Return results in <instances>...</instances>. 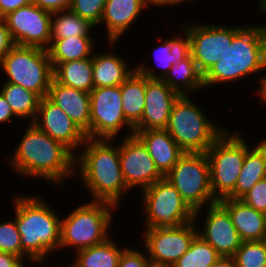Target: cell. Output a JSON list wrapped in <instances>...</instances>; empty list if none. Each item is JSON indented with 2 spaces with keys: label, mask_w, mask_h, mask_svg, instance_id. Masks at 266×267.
I'll return each mask as SVG.
<instances>
[{
  "label": "cell",
  "mask_w": 266,
  "mask_h": 267,
  "mask_svg": "<svg viewBox=\"0 0 266 267\" xmlns=\"http://www.w3.org/2000/svg\"><path fill=\"white\" fill-rule=\"evenodd\" d=\"M179 96L162 79L146 77L145 107L134 131L165 129L173 104Z\"/></svg>",
  "instance_id": "ac0fdd59"
},
{
  "label": "cell",
  "mask_w": 266,
  "mask_h": 267,
  "mask_svg": "<svg viewBox=\"0 0 266 267\" xmlns=\"http://www.w3.org/2000/svg\"><path fill=\"white\" fill-rule=\"evenodd\" d=\"M33 123L52 139L66 146L74 155L78 153L75 150L79 151L87 139L85 132L47 97L41 98Z\"/></svg>",
  "instance_id": "e0dca14e"
},
{
  "label": "cell",
  "mask_w": 266,
  "mask_h": 267,
  "mask_svg": "<svg viewBox=\"0 0 266 267\" xmlns=\"http://www.w3.org/2000/svg\"><path fill=\"white\" fill-rule=\"evenodd\" d=\"M95 28L87 20L73 13L70 9L53 12L51 17V41L75 36H92Z\"/></svg>",
  "instance_id": "1f68e13d"
},
{
  "label": "cell",
  "mask_w": 266,
  "mask_h": 267,
  "mask_svg": "<svg viewBox=\"0 0 266 267\" xmlns=\"http://www.w3.org/2000/svg\"><path fill=\"white\" fill-rule=\"evenodd\" d=\"M232 258L236 267H266V240L242 242Z\"/></svg>",
  "instance_id": "836d02e7"
},
{
  "label": "cell",
  "mask_w": 266,
  "mask_h": 267,
  "mask_svg": "<svg viewBox=\"0 0 266 267\" xmlns=\"http://www.w3.org/2000/svg\"><path fill=\"white\" fill-rule=\"evenodd\" d=\"M15 46L9 29L4 21L0 18V63L3 57Z\"/></svg>",
  "instance_id": "ab89813d"
},
{
  "label": "cell",
  "mask_w": 266,
  "mask_h": 267,
  "mask_svg": "<svg viewBox=\"0 0 266 267\" xmlns=\"http://www.w3.org/2000/svg\"><path fill=\"white\" fill-rule=\"evenodd\" d=\"M146 76L134 70L121 84L122 110L125 118L135 126L143 116L145 107Z\"/></svg>",
  "instance_id": "83f0119b"
},
{
  "label": "cell",
  "mask_w": 266,
  "mask_h": 267,
  "mask_svg": "<svg viewBox=\"0 0 266 267\" xmlns=\"http://www.w3.org/2000/svg\"><path fill=\"white\" fill-rule=\"evenodd\" d=\"M113 141L87 138L75 155V173L78 172V179L93 201L108 202L118 208L130 190L121 172L119 143L114 145Z\"/></svg>",
  "instance_id": "7a4b0ae2"
},
{
  "label": "cell",
  "mask_w": 266,
  "mask_h": 267,
  "mask_svg": "<svg viewBox=\"0 0 266 267\" xmlns=\"http://www.w3.org/2000/svg\"><path fill=\"white\" fill-rule=\"evenodd\" d=\"M220 257L209 243L197 235L187 252L172 267H211Z\"/></svg>",
  "instance_id": "d6a6232c"
},
{
  "label": "cell",
  "mask_w": 266,
  "mask_h": 267,
  "mask_svg": "<svg viewBox=\"0 0 266 267\" xmlns=\"http://www.w3.org/2000/svg\"><path fill=\"white\" fill-rule=\"evenodd\" d=\"M144 228L178 227L194 220V211L165 178L142 190Z\"/></svg>",
  "instance_id": "30bf717a"
},
{
  "label": "cell",
  "mask_w": 266,
  "mask_h": 267,
  "mask_svg": "<svg viewBox=\"0 0 266 267\" xmlns=\"http://www.w3.org/2000/svg\"><path fill=\"white\" fill-rule=\"evenodd\" d=\"M27 122L29 126L22 132L14 152L10 153V169L21 177L36 178L65 188L69 177H76L75 155L34 123Z\"/></svg>",
  "instance_id": "6da1fadb"
},
{
  "label": "cell",
  "mask_w": 266,
  "mask_h": 267,
  "mask_svg": "<svg viewBox=\"0 0 266 267\" xmlns=\"http://www.w3.org/2000/svg\"><path fill=\"white\" fill-rule=\"evenodd\" d=\"M113 210L117 207L111 203L90 200L61 217L60 249L77 252L104 242L110 237Z\"/></svg>",
  "instance_id": "8992f818"
},
{
  "label": "cell",
  "mask_w": 266,
  "mask_h": 267,
  "mask_svg": "<svg viewBox=\"0 0 266 267\" xmlns=\"http://www.w3.org/2000/svg\"><path fill=\"white\" fill-rule=\"evenodd\" d=\"M211 267H236L232 257H220Z\"/></svg>",
  "instance_id": "bcb514c9"
},
{
  "label": "cell",
  "mask_w": 266,
  "mask_h": 267,
  "mask_svg": "<svg viewBox=\"0 0 266 267\" xmlns=\"http://www.w3.org/2000/svg\"><path fill=\"white\" fill-rule=\"evenodd\" d=\"M31 4H33V0H0V18L3 19L18 8Z\"/></svg>",
  "instance_id": "60d3db41"
},
{
  "label": "cell",
  "mask_w": 266,
  "mask_h": 267,
  "mask_svg": "<svg viewBox=\"0 0 266 267\" xmlns=\"http://www.w3.org/2000/svg\"><path fill=\"white\" fill-rule=\"evenodd\" d=\"M0 223V251L22 258V246L15 217Z\"/></svg>",
  "instance_id": "e575fe53"
},
{
  "label": "cell",
  "mask_w": 266,
  "mask_h": 267,
  "mask_svg": "<svg viewBox=\"0 0 266 267\" xmlns=\"http://www.w3.org/2000/svg\"><path fill=\"white\" fill-rule=\"evenodd\" d=\"M27 195L18 194L12 201L22 259L46 267L49 255L60 250L61 215L37 193Z\"/></svg>",
  "instance_id": "3957f363"
},
{
  "label": "cell",
  "mask_w": 266,
  "mask_h": 267,
  "mask_svg": "<svg viewBox=\"0 0 266 267\" xmlns=\"http://www.w3.org/2000/svg\"><path fill=\"white\" fill-rule=\"evenodd\" d=\"M160 41L162 42L153 51V57L155 58V63L162 71L157 74L152 66H147V63L144 65L142 62L138 66H135L136 71L149 79H163L171 69L172 64L178 61L187 51L184 32L180 36L165 37L164 40L162 39Z\"/></svg>",
  "instance_id": "d4e9b609"
},
{
  "label": "cell",
  "mask_w": 266,
  "mask_h": 267,
  "mask_svg": "<svg viewBox=\"0 0 266 267\" xmlns=\"http://www.w3.org/2000/svg\"><path fill=\"white\" fill-rule=\"evenodd\" d=\"M193 1H195V0H147V2H148V5H155L156 7L157 6H159V7H161V6H167V7H171V6H178V5H180L181 6V4L182 3H188V2H193Z\"/></svg>",
  "instance_id": "ee69618b"
},
{
  "label": "cell",
  "mask_w": 266,
  "mask_h": 267,
  "mask_svg": "<svg viewBox=\"0 0 266 267\" xmlns=\"http://www.w3.org/2000/svg\"><path fill=\"white\" fill-rule=\"evenodd\" d=\"M144 251L146 254L133 246L126 247L121 253L118 267H152L146 249Z\"/></svg>",
  "instance_id": "74e56055"
},
{
  "label": "cell",
  "mask_w": 266,
  "mask_h": 267,
  "mask_svg": "<svg viewBox=\"0 0 266 267\" xmlns=\"http://www.w3.org/2000/svg\"><path fill=\"white\" fill-rule=\"evenodd\" d=\"M47 98L62 109L90 139V94L58 83L51 82Z\"/></svg>",
  "instance_id": "ffe728a7"
},
{
  "label": "cell",
  "mask_w": 266,
  "mask_h": 267,
  "mask_svg": "<svg viewBox=\"0 0 266 267\" xmlns=\"http://www.w3.org/2000/svg\"><path fill=\"white\" fill-rule=\"evenodd\" d=\"M207 209V211H206ZM205 210V212H203ZM206 213L205 222L198 227V235L209 243L222 257H232L241 246L242 240L237 233L229 213L217 202L206 206L205 209L194 211V221L201 220L199 217Z\"/></svg>",
  "instance_id": "2e32d148"
},
{
  "label": "cell",
  "mask_w": 266,
  "mask_h": 267,
  "mask_svg": "<svg viewBox=\"0 0 266 267\" xmlns=\"http://www.w3.org/2000/svg\"><path fill=\"white\" fill-rule=\"evenodd\" d=\"M223 24H182L181 32L199 71L204 75L232 43V26Z\"/></svg>",
  "instance_id": "4fadbf2b"
},
{
  "label": "cell",
  "mask_w": 266,
  "mask_h": 267,
  "mask_svg": "<svg viewBox=\"0 0 266 267\" xmlns=\"http://www.w3.org/2000/svg\"><path fill=\"white\" fill-rule=\"evenodd\" d=\"M109 50L92 55L94 88L120 86L135 70L120 54Z\"/></svg>",
  "instance_id": "603a6c76"
},
{
  "label": "cell",
  "mask_w": 266,
  "mask_h": 267,
  "mask_svg": "<svg viewBox=\"0 0 266 267\" xmlns=\"http://www.w3.org/2000/svg\"><path fill=\"white\" fill-rule=\"evenodd\" d=\"M0 93L12 107L13 113L18 119L35 121L41 97L18 84L4 82Z\"/></svg>",
  "instance_id": "4dcf8cb0"
},
{
  "label": "cell",
  "mask_w": 266,
  "mask_h": 267,
  "mask_svg": "<svg viewBox=\"0 0 266 267\" xmlns=\"http://www.w3.org/2000/svg\"><path fill=\"white\" fill-rule=\"evenodd\" d=\"M33 4L37 5L43 10L53 13L69 10L72 0H33Z\"/></svg>",
  "instance_id": "f35d334b"
},
{
  "label": "cell",
  "mask_w": 266,
  "mask_h": 267,
  "mask_svg": "<svg viewBox=\"0 0 266 267\" xmlns=\"http://www.w3.org/2000/svg\"><path fill=\"white\" fill-rule=\"evenodd\" d=\"M218 203L229 213L242 242L266 240V214L241 199L224 198Z\"/></svg>",
  "instance_id": "44dd1931"
},
{
  "label": "cell",
  "mask_w": 266,
  "mask_h": 267,
  "mask_svg": "<svg viewBox=\"0 0 266 267\" xmlns=\"http://www.w3.org/2000/svg\"><path fill=\"white\" fill-rule=\"evenodd\" d=\"M226 129L206 151L210 166V184L214 198H227L234 190L246 151L250 148L242 133Z\"/></svg>",
  "instance_id": "52a82bcc"
},
{
  "label": "cell",
  "mask_w": 266,
  "mask_h": 267,
  "mask_svg": "<svg viewBox=\"0 0 266 267\" xmlns=\"http://www.w3.org/2000/svg\"><path fill=\"white\" fill-rule=\"evenodd\" d=\"M54 79L65 86L90 93L94 88L92 57L52 63Z\"/></svg>",
  "instance_id": "484cf974"
},
{
  "label": "cell",
  "mask_w": 266,
  "mask_h": 267,
  "mask_svg": "<svg viewBox=\"0 0 266 267\" xmlns=\"http://www.w3.org/2000/svg\"><path fill=\"white\" fill-rule=\"evenodd\" d=\"M204 75L206 87L248 79L266 70V24L232 26V43Z\"/></svg>",
  "instance_id": "277c9868"
},
{
  "label": "cell",
  "mask_w": 266,
  "mask_h": 267,
  "mask_svg": "<svg viewBox=\"0 0 266 267\" xmlns=\"http://www.w3.org/2000/svg\"><path fill=\"white\" fill-rule=\"evenodd\" d=\"M95 40L93 36H71L51 41L47 49L51 63H64L92 57Z\"/></svg>",
  "instance_id": "f1b7e54d"
},
{
  "label": "cell",
  "mask_w": 266,
  "mask_h": 267,
  "mask_svg": "<svg viewBox=\"0 0 266 267\" xmlns=\"http://www.w3.org/2000/svg\"><path fill=\"white\" fill-rule=\"evenodd\" d=\"M259 6H258V9H259V12L260 13H265L264 15H266V0H259Z\"/></svg>",
  "instance_id": "7dc6e473"
},
{
  "label": "cell",
  "mask_w": 266,
  "mask_h": 267,
  "mask_svg": "<svg viewBox=\"0 0 266 267\" xmlns=\"http://www.w3.org/2000/svg\"><path fill=\"white\" fill-rule=\"evenodd\" d=\"M52 13L35 4L18 8L3 19L15 45L47 50L51 42Z\"/></svg>",
  "instance_id": "5bb4252c"
},
{
  "label": "cell",
  "mask_w": 266,
  "mask_h": 267,
  "mask_svg": "<svg viewBox=\"0 0 266 267\" xmlns=\"http://www.w3.org/2000/svg\"><path fill=\"white\" fill-rule=\"evenodd\" d=\"M70 264L68 265L67 263L65 264V266H62L61 265V267H80V266H78L75 262H72V264H71V262H69ZM59 267V266H58Z\"/></svg>",
  "instance_id": "681fc988"
},
{
  "label": "cell",
  "mask_w": 266,
  "mask_h": 267,
  "mask_svg": "<svg viewBox=\"0 0 266 267\" xmlns=\"http://www.w3.org/2000/svg\"><path fill=\"white\" fill-rule=\"evenodd\" d=\"M259 142L246 151L235 190L227 198L241 199L257 182L265 178L263 139Z\"/></svg>",
  "instance_id": "4316f807"
},
{
  "label": "cell",
  "mask_w": 266,
  "mask_h": 267,
  "mask_svg": "<svg viewBox=\"0 0 266 267\" xmlns=\"http://www.w3.org/2000/svg\"><path fill=\"white\" fill-rule=\"evenodd\" d=\"M241 200L246 205L266 214V178L257 182Z\"/></svg>",
  "instance_id": "8d00e7d4"
},
{
  "label": "cell",
  "mask_w": 266,
  "mask_h": 267,
  "mask_svg": "<svg viewBox=\"0 0 266 267\" xmlns=\"http://www.w3.org/2000/svg\"><path fill=\"white\" fill-rule=\"evenodd\" d=\"M0 267H27V264L19 256L0 251Z\"/></svg>",
  "instance_id": "b9f144b4"
},
{
  "label": "cell",
  "mask_w": 266,
  "mask_h": 267,
  "mask_svg": "<svg viewBox=\"0 0 266 267\" xmlns=\"http://www.w3.org/2000/svg\"><path fill=\"white\" fill-rule=\"evenodd\" d=\"M105 3L106 0H72L70 10L97 28L103 17Z\"/></svg>",
  "instance_id": "d590c367"
},
{
  "label": "cell",
  "mask_w": 266,
  "mask_h": 267,
  "mask_svg": "<svg viewBox=\"0 0 266 267\" xmlns=\"http://www.w3.org/2000/svg\"><path fill=\"white\" fill-rule=\"evenodd\" d=\"M147 148L159 173L165 177L185 153L166 129L134 131Z\"/></svg>",
  "instance_id": "7402d4cb"
},
{
  "label": "cell",
  "mask_w": 266,
  "mask_h": 267,
  "mask_svg": "<svg viewBox=\"0 0 266 267\" xmlns=\"http://www.w3.org/2000/svg\"><path fill=\"white\" fill-rule=\"evenodd\" d=\"M119 140L121 172L127 188L144 190L163 178L142 141L135 135Z\"/></svg>",
  "instance_id": "9a60e30c"
},
{
  "label": "cell",
  "mask_w": 266,
  "mask_h": 267,
  "mask_svg": "<svg viewBox=\"0 0 266 267\" xmlns=\"http://www.w3.org/2000/svg\"><path fill=\"white\" fill-rule=\"evenodd\" d=\"M147 0H106L103 17L99 25H105L106 36L110 48H114L119 38L126 34V30L135 20H138L139 15L148 9Z\"/></svg>",
  "instance_id": "d6986e66"
},
{
  "label": "cell",
  "mask_w": 266,
  "mask_h": 267,
  "mask_svg": "<svg viewBox=\"0 0 266 267\" xmlns=\"http://www.w3.org/2000/svg\"><path fill=\"white\" fill-rule=\"evenodd\" d=\"M258 80L260 83L258 86V89L256 90L257 96L261 98L262 102L266 104V75H263V77H259Z\"/></svg>",
  "instance_id": "f6af8a7d"
},
{
  "label": "cell",
  "mask_w": 266,
  "mask_h": 267,
  "mask_svg": "<svg viewBox=\"0 0 266 267\" xmlns=\"http://www.w3.org/2000/svg\"><path fill=\"white\" fill-rule=\"evenodd\" d=\"M263 156H264V163H265V178H266V138L263 139Z\"/></svg>",
  "instance_id": "c3c4849f"
},
{
  "label": "cell",
  "mask_w": 266,
  "mask_h": 267,
  "mask_svg": "<svg viewBox=\"0 0 266 267\" xmlns=\"http://www.w3.org/2000/svg\"><path fill=\"white\" fill-rule=\"evenodd\" d=\"M196 226L199 225L193 220L178 227L144 228L141 240L152 267H172L198 235Z\"/></svg>",
  "instance_id": "7c38bea8"
},
{
  "label": "cell",
  "mask_w": 266,
  "mask_h": 267,
  "mask_svg": "<svg viewBox=\"0 0 266 267\" xmlns=\"http://www.w3.org/2000/svg\"><path fill=\"white\" fill-rule=\"evenodd\" d=\"M0 68L8 77L3 82L18 84L41 98L47 97L54 78L47 50L15 45L3 57Z\"/></svg>",
  "instance_id": "ba28073f"
},
{
  "label": "cell",
  "mask_w": 266,
  "mask_h": 267,
  "mask_svg": "<svg viewBox=\"0 0 266 267\" xmlns=\"http://www.w3.org/2000/svg\"><path fill=\"white\" fill-rule=\"evenodd\" d=\"M165 129L184 152L206 153L227 128L210 120L190 95H181L173 104Z\"/></svg>",
  "instance_id": "5b68a950"
},
{
  "label": "cell",
  "mask_w": 266,
  "mask_h": 267,
  "mask_svg": "<svg viewBox=\"0 0 266 267\" xmlns=\"http://www.w3.org/2000/svg\"><path fill=\"white\" fill-rule=\"evenodd\" d=\"M90 94V139L114 140L122 129L134 134V126L122 110L121 85L93 88Z\"/></svg>",
  "instance_id": "8fae6325"
},
{
  "label": "cell",
  "mask_w": 266,
  "mask_h": 267,
  "mask_svg": "<svg viewBox=\"0 0 266 267\" xmlns=\"http://www.w3.org/2000/svg\"><path fill=\"white\" fill-rule=\"evenodd\" d=\"M13 117L16 116L13 113L12 107L0 93V124H6L7 122L9 123V121H13Z\"/></svg>",
  "instance_id": "7bdbcfd3"
},
{
  "label": "cell",
  "mask_w": 266,
  "mask_h": 267,
  "mask_svg": "<svg viewBox=\"0 0 266 267\" xmlns=\"http://www.w3.org/2000/svg\"><path fill=\"white\" fill-rule=\"evenodd\" d=\"M162 80L180 96L191 95L193 91L195 93V91L205 89L203 75L188 51L172 64Z\"/></svg>",
  "instance_id": "cb8c5ba5"
},
{
  "label": "cell",
  "mask_w": 266,
  "mask_h": 267,
  "mask_svg": "<svg viewBox=\"0 0 266 267\" xmlns=\"http://www.w3.org/2000/svg\"><path fill=\"white\" fill-rule=\"evenodd\" d=\"M109 237L104 242L74 252V262L80 267H118L119 258L126 248L117 246V242Z\"/></svg>",
  "instance_id": "f546056e"
},
{
  "label": "cell",
  "mask_w": 266,
  "mask_h": 267,
  "mask_svg": "<svg viewBox=\"0 0 266 267\" xmlns=\"http://www.w3.org/2000/svg\"><path fill=\"white\" fill-rule=\"evenodd\" d=\"M165 178L193 211L218 202L211 190L206 153L185 152Z\"/></svg>",
  "instance_id": "9c48e42d"
}]
</instances>
